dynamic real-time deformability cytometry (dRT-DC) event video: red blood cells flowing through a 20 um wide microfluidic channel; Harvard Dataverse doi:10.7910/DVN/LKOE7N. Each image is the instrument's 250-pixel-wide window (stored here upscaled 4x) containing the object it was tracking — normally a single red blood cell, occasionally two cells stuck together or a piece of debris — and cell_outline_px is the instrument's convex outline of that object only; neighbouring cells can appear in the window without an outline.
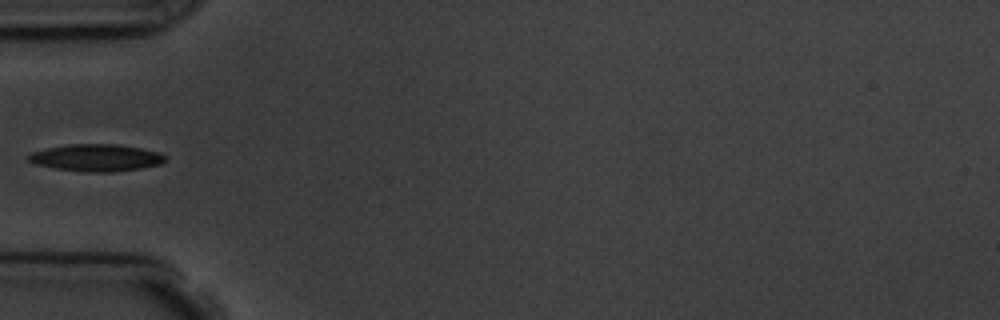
{"species": "common noctule bat (a hibernating species)", "species_latin": "Nyctalus noctula", "temperature_condition": "room temperature", "stored_images_in_passage": 6, "camera_frame_rate_fps": 3000, "um_per_image_px": 0.085, "animal": {"sex": "male", "body_mass_g": 19.5, "forearm_length_mm": 54.6}, "frame": {"image": 1, "passage_image": 5, "time_ms": 4.667, "image_size_px": [1000, 320], "cell_outline_px": [[168, 160], [160, 164], [140, 168], [112, 172], [88, 172], [56, 168], [36, 164], [28, 160], [28, 156], [32, 152], [48, 148], [68, 144], [116, 144], [140, 148], [160, 152], [168, 156]], "centroid_in_image_um": [8.24, 13.4], "position_along_channel_um": 76.8, "area_um2": 21.5}}